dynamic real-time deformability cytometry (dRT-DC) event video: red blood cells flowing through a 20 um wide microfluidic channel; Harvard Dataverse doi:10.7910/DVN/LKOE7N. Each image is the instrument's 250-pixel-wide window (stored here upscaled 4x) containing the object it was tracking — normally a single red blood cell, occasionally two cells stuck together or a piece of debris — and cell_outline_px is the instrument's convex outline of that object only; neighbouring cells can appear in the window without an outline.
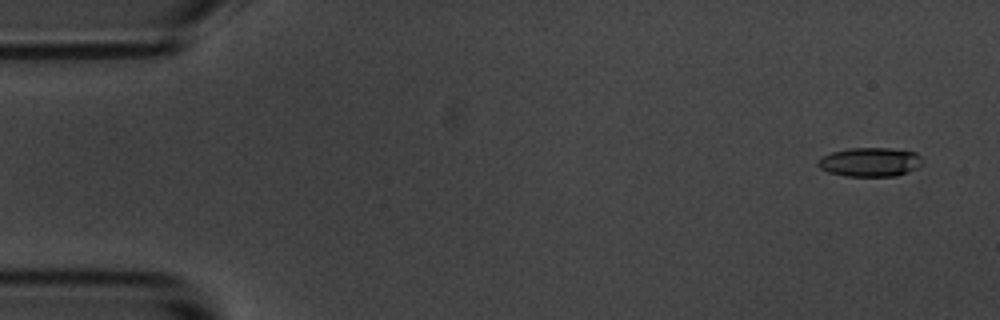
{"species": "common noctule bat (a hibernating species)", "species_latin": "Nyctalus noctula", "temperature_condition": "room temperature", "stored_images_in_passage": 5, "camera_frame_rate_fps": 3000, "um_per_image_px": 0.085, "animal": {"sex": "male", "body_mass_g": 20.1, "forearm_length_mm": 53.5}, "frame": {"image": 1, "passage_image": 1, "time_ms": 0.0, "image_size_px": [1000, 320], "cell_outline_px": [[920, 164], [916, 168], [908, 172], [896, 176], [844, 176], [828, 172], [820, 168], [816, 164], [816, 160], [820, 156], [832, 152], [848, 148], [888, 148], [916, 152], [920, 156]], "centroid_in_image_um": [73.88, 13.77], "position_along_channel_um": 11.1, "area_um2": 17.74}}
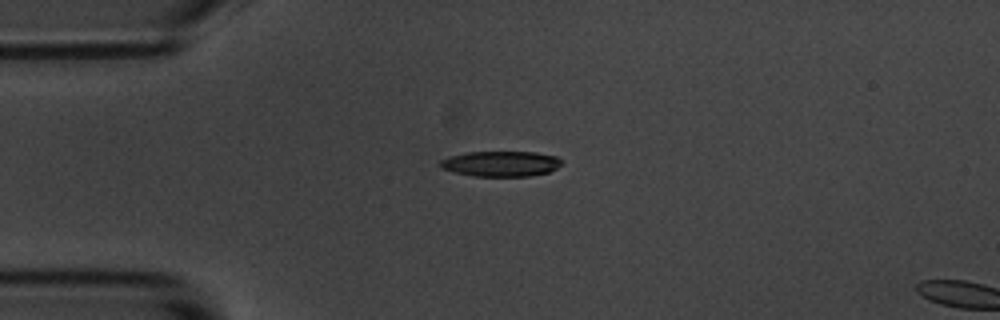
{"frame": {"image": 2, "passage_image": 4, "time_ms": 3.667, "image_size_px": [1000, 320], "cell_outline_px": [[560, 164], [556, 168], [548, 172], [532, 176], [472, 176], [440, 168], [440, 160], [448, 156], [468, 152], [536, 152], [556, 156], [560, 160]], "centroid_in_image_um": [42.54, 13.91], "position_along_channel_um": 42.5, "area_um2": 17.92}}